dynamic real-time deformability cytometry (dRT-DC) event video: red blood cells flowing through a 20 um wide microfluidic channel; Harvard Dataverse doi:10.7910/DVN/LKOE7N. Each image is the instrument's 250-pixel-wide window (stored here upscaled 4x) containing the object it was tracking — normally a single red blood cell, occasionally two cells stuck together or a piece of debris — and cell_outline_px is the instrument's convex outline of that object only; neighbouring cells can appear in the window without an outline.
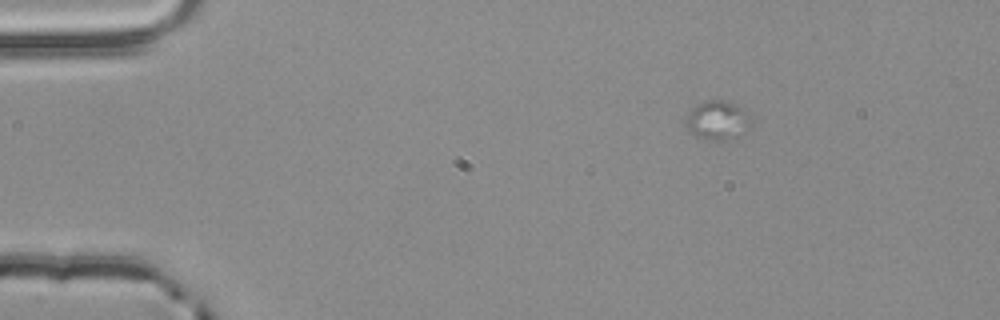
{"species": "common noctule bat (a hibernating species)", "species_latin": "Nyctalus noctula", "temperature_condition": "room temperature", "stored_images_in_passage": 17, "camera_frame_rate_fps": 3000, "um_per_image_px": 0.085, "animal": {"sex": "male", "body_mass_g": 20.4}, "frame": {"image": 1, "passage_image": 3, "time_ms": 0.667, "image_size_px": [1000, 320], "cell_outline_px": [[752, 124], [740, 136], [724, 140], [712, 140], [696, 136], [684, 124], [684, 120], [692, 108], [696, 104], [704, 100], [728, 100], [740, 108], [752, 120]], "centroid_in_image_um": [60.97, 10.22], "position_along_channel_um": 24.0, "area_um2": 14.8}}